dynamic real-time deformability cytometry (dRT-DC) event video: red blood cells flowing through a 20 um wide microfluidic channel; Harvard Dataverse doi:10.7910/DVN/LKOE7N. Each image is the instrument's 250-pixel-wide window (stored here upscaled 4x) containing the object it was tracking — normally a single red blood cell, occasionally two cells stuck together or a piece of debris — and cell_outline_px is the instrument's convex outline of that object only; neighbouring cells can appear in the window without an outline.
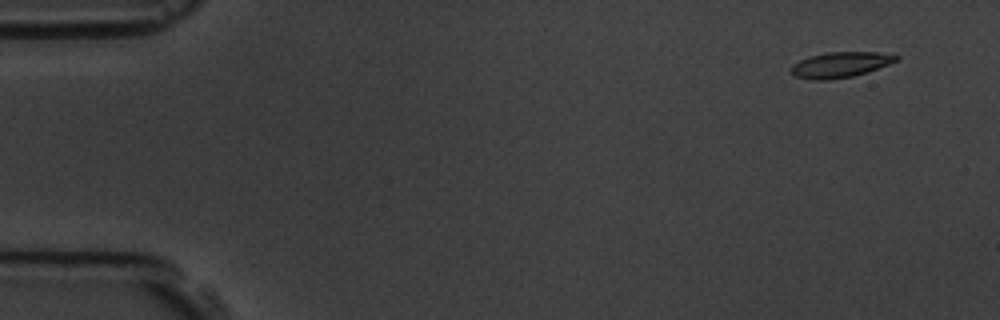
{"species": "common noctule bat (a hibernating species)", "species_latin": "Nyctalus noctula", "temperature_condition": "room temperature", "stored_images_in_passage": 5, "camera_frame_rate_fps": 3000, "um_per_image_px": 0.085, "animal": {"sex": "male", "body_mass_g": 19.5, "forearm_length_mm": 54.6}, "frame": {"image": 1, "passage_image": 1, "time_ms": 0.0, "image_size_px": [1000, 320], "cell_outline_px": [[900, 60], [852, 76], [824, 80], [812, 80], [796, 76], [792, 72], [792, 64], [800, 60], [812, 56], [828, 52], [876, 52], [900, 56]], "centroid_in_image_um": [71.43, 5.49], "position_along_channel_um": 13.6, "area_um2": 15.2}}
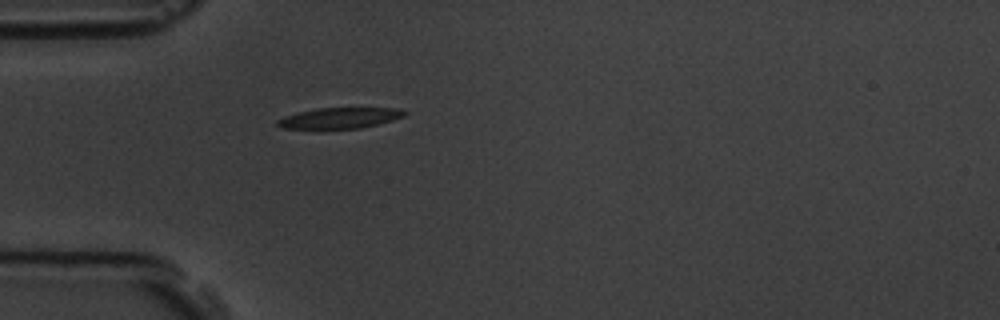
{"frame": {"image": 2, "passage_image": 5, "time_ms": 4.333, "image_size_px": [1000, 320], "cell_outline_px": [[408, 112], [404, 116], [392, 120], [360, 128], [320, 132], [316, 132], [280, 128], [276, 124], [276, 120], [284, 116], [296, 112], [316, 108], [400, 108]], "centroid_in_image_um": [28.72, 10.09], "position_along_channel_um": 56.3, "area_um2": 16.53}}